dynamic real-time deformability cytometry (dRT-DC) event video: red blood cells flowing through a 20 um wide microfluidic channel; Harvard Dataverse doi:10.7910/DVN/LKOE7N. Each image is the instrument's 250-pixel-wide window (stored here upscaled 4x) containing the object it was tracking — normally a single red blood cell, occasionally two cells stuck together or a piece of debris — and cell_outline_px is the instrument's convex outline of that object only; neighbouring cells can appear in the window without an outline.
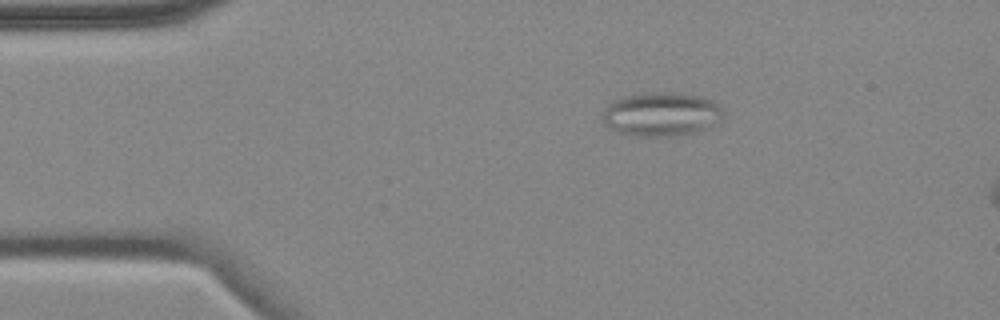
{"species": "common noctule bat (a hibernating species)", "species_latin": "Nyctalus noctula", "temperature_condition": "cold", "stored_images_in_passage": 2, "camera_frame_rate_fps": 3000, "um_per_image_px": 0.085, "animal": {"sex": "female", "body_mass_g": 18.4}, "frame": {"image": 1, "passage_image": 1, "time_ms": 0.0, "image_size_px": [1000, 320], "cell_outline_px": [[720, 112], [704, 128], [696, 132], [676, 136], [636, 136], [616, 132], [604, 124], [604, 108], [612, 100], [624, 96], [644, 92], [668, 92], [704, 96], [716, 100], [720, 104]], "centroid_in_image_um": [56.12, 9.68], "position_along_channel_um": 28.9, "area_um2": 30.58}}